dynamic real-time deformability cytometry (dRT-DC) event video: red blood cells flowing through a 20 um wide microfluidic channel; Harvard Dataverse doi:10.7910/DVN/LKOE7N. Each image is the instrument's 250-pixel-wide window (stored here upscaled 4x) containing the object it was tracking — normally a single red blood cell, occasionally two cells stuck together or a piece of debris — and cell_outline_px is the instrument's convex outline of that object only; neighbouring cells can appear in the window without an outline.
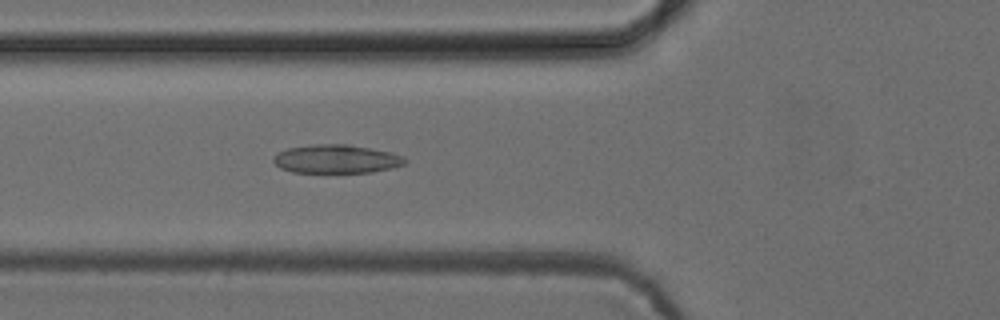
{"species": "common noctule bat (a hibernating species)", "species_latin": "Nyctalus noctula", "temperature_condition": "cold", "stored_images_in_passage": 36, "camera_frame_rate_fps": 3000, "um_per_image_px": 0.085, "animal": {"sex": "female", "body_mass_g": 24.6, "forearm_length_mm": 56.2}, "frame": {"image": 1, "passage_image": 19, "time_ms": 6.0, "image_size_px": [1000, 320], "cell_outline_px": [[408, 160], [404, 164], [392, 168], [372, 172], [292, 172], [280, 168], [272, 160], [272, 156], [276, 152], [288, 148], [312, 144], [348, 144], [392, 152], [404, 156]], "centroid_in_image_um": [28.58, 13.5], "position_along_channel_um": 97.2, "area_um2": 22.08}}
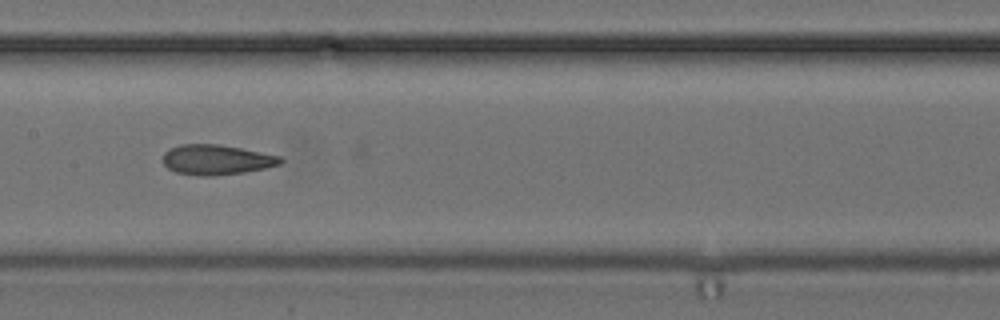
{"frame": {"image": 2, "passage_image": 26, "time_ms": 8.333, "image_size_px": [1000, 320], "cell_outline_px": [[284, 160], [280, 164], [264, 168], [244, 172], [216, 176], [200, 176], [176, 172], [168, 168], [164, 164], [164, 152], [168, 148], [180, 144], [216, 144], [240, 148], [280, 156]], "centroid_in_image_um": [18.38, 13.58], "position_along_channel_um": 189.0, "area_um2": 20.52}}
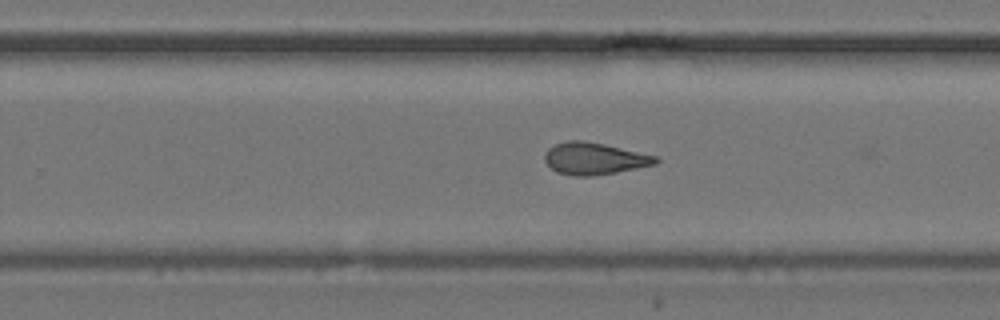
{"frame": {"image": 3, "passage_image": 33, "time_ms": 10.667, "image_size_px": [1000, 320], "cell_outline_px": [[660, 160], [656, 164], [616, 172], [592, 176], [572, 176], [556, 172], [544, 160], [544, 156], [548, 148], [556, 144], [568, 140], [584, 140], [604, 144], [656, 156]], "centroid_in_image_um": [50.49, 13.48], "position_along_channel_um": 279.3, "area_um2": 20.58}}